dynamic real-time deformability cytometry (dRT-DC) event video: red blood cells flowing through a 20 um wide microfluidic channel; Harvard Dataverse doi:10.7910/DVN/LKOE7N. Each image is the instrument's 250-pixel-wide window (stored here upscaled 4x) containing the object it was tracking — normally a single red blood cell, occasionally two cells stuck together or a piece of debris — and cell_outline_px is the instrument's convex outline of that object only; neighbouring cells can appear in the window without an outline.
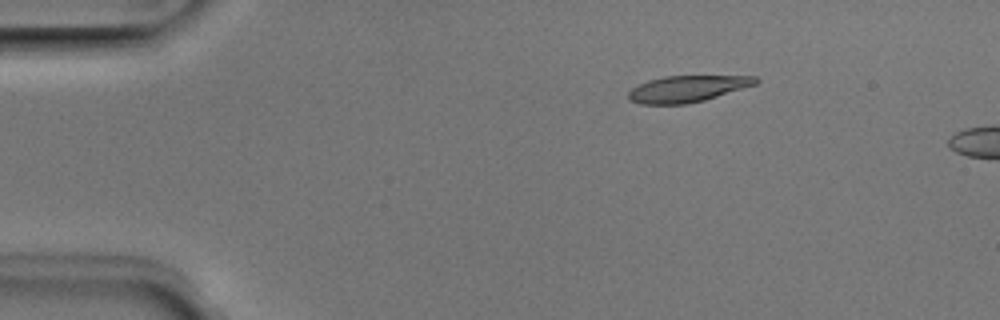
{"species": "Egyptian fruit bat (a non-hibernating species)", "species_latin": "Rousettus aegyptiacus", "temperature_condition": "room temperature", "stored_images_in_passage": 4, "camera_frame_rate_fps": 3000, "um_per_image_px": 0.085, "animal": {"sex": "male"}, "frame": {"image": 1, "passage_image": 1, "time_ms": 0.0, "image_size_px": [1000, 320], "cell_outline_px": [[760, 80], [756, 84], [704, 100], [684, 104], [640, 104], [628, 100], [628, 92], [632, 88], [648, 80], [664, 76], [756, 76]], "centroid_in_image_um": [58.39, 7.54], "position_along_channel_um": 26.6, "area_um2": 19.48}}